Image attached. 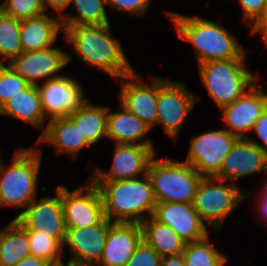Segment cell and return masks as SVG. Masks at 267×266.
<instances>
[{
    "label": "cell",
    "instance_id": "6da1fadb",
    "mask_svg": "<svg viewBox=\"0 0 267 266\" xmlns=\"http://www.w3.org/2000/svg\"><path fill=\"white\" fill-rule=\"evenodd\" d=\"M64 40L88 64L119 80L135 71L118 38L111 34L110 24L62 25Z\"/></svg>",
    "mask_w": 267,
    "mask_h": 266
},
{
    "label": "cell",
    "instance_id": "4dcf8cb0",
    "mask_svg": "<svg viewBox=\"0 0 267 266\" xmlns=\"http://www.w3.org/2000/svg\"><path fill=\"white\" fill-rule=\"evenodd\" d=\"M27 233L30 255L45 260L51 266L63 264V246L56 239L36 231H27Z\"/></svg>",
    "mask_w": 267,
    "mask_h": 266
},
{
    "label": "cell",
    "instance_id": "83f0119b",
    "mask_svg": "<svg viewBox=\"0 0 267 266\" xmlns=\"http://www.w3.org/2000/svg\"><path fill=\"white\" fill-rule=\"evenodd\" d=\"M76 14H65L62 25H105L110 24L105 5L107 0H71Z\"/></svg>",
    "mask_w": 267,
    "mask_h": 266
},
{
    "label": "cell",
    "instance_id": "74e56055",
    "mask_svg": "<svg viewBox=\"0 0 267 266\" xmlns=\"http://www.w3.org/2000/svg\"><path fill=\"white\" fill-rule=\"evenodd\" d=\"M45 11L49 8H52L51 12H55L58 14V17L61 19L65 14V10L69 8L71 5V0H42Z\"/></svg>",
    "mask_w": 267,
    "mask_h": 266
},
{
    "label": "cell",
    "instance_id": "484cf974",
    "mask_svg": "<svg viewBox=\"0 0 267 266\" xmlns=\"http://www.w3.org/2000/svg\"><path fill=\"white\" fill-rule=\"evenodd\" d=\"M108 107L90 103L87 99L69 117L79 127L82 136L92 146L104 137L107 138Z\"/></svg>",
    "mask_w": 267,
    "mask_h": 266
},
{
    "label": "cell",
    "instance_id": "9c48e42d",
    "mask_svg": "<svg viewBox=\"0 0 267 266\" xmlns=\"http://www.w3.org/2000/svg\"><path fill=\"white\" fill-rule=\"evenodd\" d=\"M238 139L225 128L199 134L191 138L184 162L190 164L202 177H215Z\"/></svg>",
    "mask_w": 267,
    "mask_h": 266
},
{
    "label": "cell",
    "instance_id": "ee69618b",
    "mask_svg": "<svg viewBox=\"0 0 267 266\" xmlns=\"http://www.w3.org/2000/svg\"><path fill=\"white\" fill-rule=\"evenodd\" d=\"M59 266H76V265H70V264H67V263H63V264H61V265H59Z\"/></svg>",
    "mask_w": 267,
    "mask_h": 266
},
{
    "label": "cell",
    "instance_id": "ffe728a7",
    "mask_svg": "<svg viewBox=\"0 0 267 266\" xmlns=\"http://www.w3.org/2000/svg\"><path fill=\"white\" fill-rule=\"evenodd\" d=\"M142 241L139 223L112 222L100 262L96 266H126Z\"/></svg>",
    "mask_w": 267,
    "mask_h": 266
},
{
    "label": "cell",
    "instance_id": "ab89813d",
    "mask_svg": "<svg viewBox=\"0 0 267 266\" xmlns=\"http://www.w3.org/2000/svg\"><path fill=\"white\" fill-rule=\"evenodd\" d=\"M15 266H51L45 260L33 255H28L19 261Z\"/></svg>",
    "mask_w": 267,
    "mask_h": 266
},
{
    "label": "cell",
    "instance_id": "52a82bcc",
    "mask_svg": "<svg viewBox=\"0 0 267 266\" xmlns=\"http://www.w3.org/2000/svg\"><path fill=\"white\" fill-rule=\"evenodd\" d=\"M251 193L237 187L233 182L203 177L192 205L206 225L214 227L220 233L224 221Z\"/></svg>",
    "mask_w": 267,
    "mask_h": 266
},
{
    "label": "cell",
    "instance_id": "d6a6232c",
    "mask_svg": "<svg viewBox=\"0 0 267 266\" xmlns=\"http://www.w3.org/2000/svg\"><path fill=\"white\" fill-rule=\"evenodd\" d=\"M0 10L17 20L28 19L46 12L42 0H4L0 1Z\"/></svg>",
    "mask_w": 267,
    "mask_h": 266
},
{
    "label": "cell",
    "instance_id": "30bf717a",
    "mask_svg": "<svg viewBox=\"0 0 267 266\" xmlns=\"http://www.w3.org/2000/svg\"><path fill=\"white\" fill-rule=\"evenodd\" d=\"M61 202L66 227L95 226L105 218L100 191L91 180L72 191L62 184Z\"/></svg>",
    "mask_w": 267,
    "mask_h": 266
},
{
    "label": "cell",
    "instance_id": "9a60e30c",
    "mask_svg": "<svg viewBox=\"0 0 267 266\" xmlns=\"http://www.w3.org/2000/svg\"><path fill=\"white\" fill-rule=\"evenodd\" d=\"M106 217L97 225L86 228L67 227L63 250L71 251L67 264L76 266H96L102 257L109 226Z\"/></svg>",
    "mask_w": 267,
    "mask_h": 266
},
{
    "label": "cell",
    "instance_id": "8fae6325",
    "mask_svg": "<svg viewBox=\"0 0 267 266\" xmlns=\"http://www.w3.org/2000/svg\"><path fill=\"white\" fill-rule=\"evenodd\" d=\"M15 220L26 231L49 235L63 246L67 227L61 202V185L56 188L55 197H36Z\"/></svg>",
    "mask_w": 267,
    "mask_h": 266
},
{
    "label": "cell",
    "instance_id": "836d02e7",
    "mask_svg": "<svg viewBox=\"0 0 267 266\" xmlns=\"http://www.w3.org/2000/svg\"><path fill=\"white\" fill-rule=\"evenodd\" d=\"M161 259L162 257L142 240L126 266H160Z\"/></svg>",
    "mask_w": 267,
    "mask_h": 266
},
{
    "label": "cell",
    "instance_id": "ba28073f",
    "mask_svg": "<svg viewBox=\"0 0 267 266\" xmlns=\"http://www.w3.org/2000/svg\"><path fill=\"white\" fill-rule=\"evenodd\" d=\"M197 97L184 83L157 77V125L177 140L181 127L195 106Z\"/></svg>",
    "mask_w": 267,
    "mask_h": 266
},
{
    "label": "cell",
    "instance_id": "f35d334b",
    "mask_svg": "<svg viewBox=\"0 0 267 266\" xmlns=\"http://www.w3.org/2000/svg\"><path fill=\"white\" fill-rule=\"evenodd\" d=\"M261 190L259 191V199L258 202V208L257 211L258 213H260L263 216V220L265 221V223H267V181L265 180L263 183V186L260 187ZM259 209V210H258ZM260 211V212H259Z\"/></svg>",
    "mask_w": 267,
    "mask_h": 266
},
{
    "label": "cell",
    "instance_id": "7a4b0ae2",
    "mask_svg": "<svg viewBox=\"0 0 267 266\" xmlns=\"http://www.w3.org/2000/svg\"><path fill=\"white\" fill-rule=\"evenodd\" d=\"M92 182L100 191L104 215L111 222L140 224L153 215L156 201L147 174L134 179Z\"/></svg>",
    "mask_w": 267,
    "mask_h": 266
},
{
    "label": "cell",
    "instance_id": "d4e9b609",
    "mask_svg": "<svg viewBox=\"0 0 267 266\" xmlns=\"http://www.w3.org/2000/svg\"><path fill=\"white\" fill-rule=\"evenodd\" d=\"M142 240L162 258L182 254L186 242L169 226L149 216L141 223Z\"/></svg>",
    "mask_w": 267,
    "mask_h": 266
},
{
    "label": "cell",
    "instance_id": "2e32d148",
    "mask_svg": "<svg viewBox=\"0 0 267 266\" xmlns=\"http://www.w3.org/2000/svg\"><path fill=\"white\" fill-rule=\"evenodd\" d=\"M150 83H144L136 72L120 78L119 104L135 114L151 129L157 122V77L153 76Z\"/></svg>",
    "mask_w": 267,
    "mask_h": 266
},
{
    "label": "cell",
    "instance_id": "277c9868",
    "mask_svg": "<svg viewBox=\"0 0 267 266\" xmlns=\"http://www.w3.org/2000/svg\"><path fill=\"white\" fill-rule=\"evenodd\" d=\"M1 156L0 151V207L20 208L16 219L37 197L42 150L36 146L19 148L8 166Z\"/></svg>",
    "mask_w": 267,
    "mask_h": 266
},
{
    "label": "cell",
    "instance_id": "60d3db41",
    "mask_svg": "<svg viewBox=\"0 0 267 266\" xmlns=\"http://www.w3.org/2000/svg\"><path fill=\"white\" fill-rule=\"evenodd\" d=\"M160 266H185V262L182 254H179L163 257Z\"/></svg>",
    "mask_w": 267,
    "mask_h": 266
},
{
    "label": "cell",
    "instance_id": "7c38bea8",
    "mask_svg": "<svg viewBox=\"0 0 267 266\" xmlns=\"http://www.w3.org/2000/svg\"><path fill=\"white\" fill-rule=\"evenodd\" d=\"M71 60L72 56L68 52L60 47L51 46L41 50L22 52L8 65L30 85L37 86L40 80L44 83L61 76L58 72L69 65Z\"/></svg>",
    "mask_w": 267,
    "mask_h": 266
},
{
    "label": "cell",
    "instance_id": "e0dca14e",
    "mask_svg": "<svg viewBox=\"0 0 267 266\" xmlns=\"http://www.w3.org/2000/svg\"><path fill=\"white\" fill-rule=\"evenodd\" d=\"M255 84L242 97L220 109L225 130L238 138H248L255 122L267 108L266 91Z\"/></svg>",
    "mask_w": 267,
    "mask_h": 266
},
{
    "label": "cell",
    "instance_id": "603a6c76",
    "mask_svg": "<svg viewBox=\"0 0 267 266\" xmlns=\"http://www.w3.org/2000/svg\"><path fill=\"white\" fill-rule=\"evenodd\" d=\"M120 110L110 112L107 115V138L115 144H139L143 146H154L151 139H144L150 132V127L141 121L135 114L129 112L123 105Z\"/></svg>",
    "mask_w": 267,
    "mask_h": 266
},
{
    "label": "cell",
    "instance_id": "d590c367",
    "mask_svg": "<svg viewBox=\"0 0 267 266\" xmlns=\"http://www.w3.org/2000/svg\"><path fill=\"white\" fill-rule=\"evenodd\" d=\"M151 1L152 0H107V5L111 6L112 9L140 18L147 13Z\"/></svg>",
    "mask_w": 267,
    "mask_h": 266
},
{
    "label": "cell",
    "instance_id": "44dd1931",
    "mask_svg": "<svg viewBox=\"0 0 267 266\" xmlns=\"http://www.w3.org/2000/svg\"><path fill=\"white\" fill-rule=\"evenodd\" d=\"M38 138L37 145L42 143L51 144L57 154L66 153L73 158L85 147H90L82 136L79 127L69 116L48 120L46 128Z\"/></svg>",
    "mask_w": 267,
    "mask_h": 266
},
{
    "label": "cell",
    "instance_id": "cb8c5ba5",
    "mask_svg": "<svg viewBox=\"0 0 267 266\" xmlns=\"http://www.w3.org/2000/svg\"><path fill=\"white\" fill-rule=\"evenodd\" d=\"M0 115H8L30 124L36 129L45 127L46 117L42 110L40 93L36 85L19 92L0 108Z\"/></svg>",
    "mask_w": 267,
    "mask_h": 266
},
{
    "label": "cell",
    "instance_id": "3957f363",
    "mask_svg": "<svg viewBox=\"0 0 267 266\" xmlns=\"http://www.w3.org/2000/svg\"><path fill=\"white\" fill-rule=\"evenodd\" d=\"M179 37L194 46L197 64L212 60L238 59L244 48L238 39L219 22L168 12Z\"/></svg>",
    "mask_w": 267,
    "mask_h": 266
},
{
    "label": "cell",
    "instance_id": "1f68e13d",
    "mask_svg": "<svg viewBox=\"0 0 267 266\" xmlns=\"http://www.w3.org/2000/svg\"><path fill=\"white\" fill-rule=\"evenodd\" d=\"M30 84L8 64H0V108L10 97L26 90Z\"/></svg>",
    "mask_w": 267,
    "mask_h": 266
},
{
    "label": "cell",
    "instance_id": "7402d4cb",
    "mask_svg": "<svg viewBox=\"0 0 267 266\" xmlns=\"http://www.w3.org/2000/svg\"><path fill=\"white\" fill-rule=\"evenodd\" d=\"M45 12L41 15L20 20V40L23 52L51 47L63 32L61 19Z\"/></svg>",
    "mask_w": 267,
    "mask_h": 266
},
{
    "label": "cell",
    "instance_id": "4316f807",
    "mask_svg": "<svg viewBox=\"0 0 267 266\" xmlns=\"http://www.w3.org/2000/svg\"><path fill=\"white\" fill-rule=\"evenodd\" d=\"M28 255V233L13 219L0 231V266H15Z\"/></svg>",
    "mask_w": 267,
    "mask_h": 266
},
{
    "label": "cell",
    "instance_id": "8992f818",
    "mask_svg": "<svg viewBox=\"0 0 267 266\" xmlns=\"http://www.w3.org/2000/svg\"><path fill=\"white\" fill-rule=\"evenodd\" d=\"M156 203L181 202L192 204L203 178L190 164L169 157L151 160L148 173Z\"/></svg>",
    "mask_w": 267,
    "mask_h": 266
},
{
    "label": "cell",
    "instance_id": "d6986e66",
    "mask_svg": "<svg viewBox=\"0 0 267 266\" xmlns=\"http://www.w3.org/2000/svg\"><path fill=\"white\" fill-rule=\"evenodd\" d=\"M152 217L172 228L186 243L199 241L209 235L206 223L192 204L156 203Z\"/></svg>",
    "mask_w": 267,
    "mask_h": 266
},
{
    "label": "cell",
    "instance_id": "5b68a950",
    "mask_svg": "<svg viewBox=\"0 0 267 266\" xmlns=\"http://www.w3.org/2000/svg\"><path fill=\"white\" fill-rule=\"evenodd\" d=\"M245 60L244 52L238 59L212 60L198 65L200 80L219 110L242 97L258 82V74L248 70Z\"/></svg>",
    "mask_w": 267,
    "mask_h": 266
},
{
    "label": "cell",
    "instance_id": "f546056e",
    "mask_svg": "<svg viewBox=\"0 0 267 266\" xmlns=\"http://www.w3.org/2000/svg\"><path fill=\"white\" fill-rule=\"evenodd\" d=\"M22 52L20 20L0 10V64H4L1 59L8 60L7 64L10 63Z\"/></svg>",
    "mask_w": 267,
    "mask_h": 266
},
{
    "label": "cell",
    "instance_id": "7bdbcfd3",
    "mask_svg": "<svg viewBox=\"0 0 267 266\" xmlns=\"http://www.w3.org/2000/svg\"><path fill=\"white\" fill-rule=\"evenodd\" d=\"M267 22V0H266V9L264 12V17L258 23H265Z\"/></svg>",
    "mask_w": 267,
    "mask_h": 266
},
{
    "label": "cell",
    "instance_id": "e575fe53",
    "mask_svg": "<svg viewBox=\"0 0 267 266\" xmlns=\"http://www.w3.org/2000/svg\"><path fill=\"white\" fill-rule=\"evenodd\" d=\"M239 3L245 24L252 29L263 17L266 9V0H233Z\"/></svg>",
    "mask_w": 267,
    "mask_h": 266
},
{
    "label": "cell",
    "instance_id": "4fadbf2b",
    "mask_svg": "<svg viewBox=\"0 0 267 266\" xmlns=\"http://www.w3.org/2000/svg\"><path fill=\"white\" fill-rule=\"evenodd\" d=\"M78 83L74 77L62 74L37 85L46 119L69 116L87 100Z\"/></svg>",
    "mask_w": 267,
    "mask_h": 266
},
{
    "label": "cell",
    "instance_id": "ac0fdd59",
    "mask_svg": "<svg viewBox=\"0 0 267 266\" xmlns=\"http://www.w3.org/2000/svg\"><path fill=\"white\" fill-rule=\"evenodd\" d=\"M259 173L267 174V154L247 138H239L214 178L234 183Z\"/></svg>",
    "mask_w": 267,
    "mask_h": 266
},
{
    "label": "cell",
    "instance_id": "8d00e7d4",
    "mask_svg": "<svg viewBox=\"0 0 267 266\" xmlns=\"http://www.w3.org/2000/svg\"><path fill=\"white\" fill-rule=\"evenodd\" d=\"M252 131H255L258 139H260L262 143L260 141H256L251 136H249L247 139L256 144L262 151L267 154V108L255 122Z\"/></svg>",
    "mask_w": 267,
    "mask_h": 266
},
{
    "label": "cell",
    "instance_id": "f1b7e54d",
    "mask_svg": "<svg viewBox=\"0 0 267 266\" xmlns=\"http://www.w3.org/2000/svg\"><path fill=\"white\" fill-rule=\"evenodd\" d=\"M209 235L205 238L186 243L182 252L185 266H224L228 258L210 243Z\"/></svg>",
    "mask_w": 267,
    "mask_h": 266
},
{
    "label": "cell",
    "instance_id": "5bb4252c",
    "mask_svg": "<svg viewBox=\"0 0 267 266\" xmlns=\"http://www.w3.org/2000/svg\"><path fill=\"white\" fill-rule=\"evenodd\" d=\"M157 154L154 146L115 144L113 163L109 171L97 168L91 181H117L138 178L148 173V167Z\"/></svg>",
    "mask_w": 267,
    "mask_h": 266
},
{
    "label": "cell",
    "instance_id": "b9f144b4",
    "mask_svg": "<svg viewBox=\"0 0 267 266\" xmlns=\"http://www.w3.org/2000/svg\"><path fill=\"white\" fill-rule=\"evenodd\" d=\"M259 34L261 35L265 45H266V48H267V22L265 23H257L252 29H251V35H254V34Z\"/></svg>",
    "mask_w": 267,
    "mask_h": 266
}]
</instances>
